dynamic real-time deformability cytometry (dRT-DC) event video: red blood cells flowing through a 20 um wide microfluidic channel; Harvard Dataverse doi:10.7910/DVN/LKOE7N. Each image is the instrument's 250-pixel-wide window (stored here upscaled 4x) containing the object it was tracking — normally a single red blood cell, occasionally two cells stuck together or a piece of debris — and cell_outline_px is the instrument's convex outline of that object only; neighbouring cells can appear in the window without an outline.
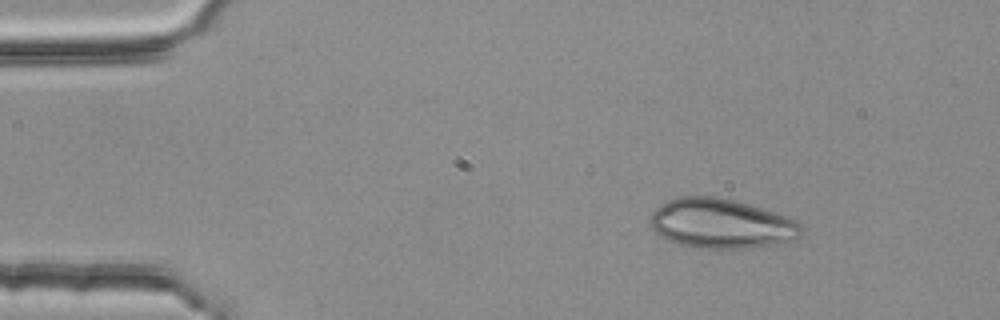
{"species": "common noctule bat (a hibernating species)", "species_latin": "Nyctalus noctula", "temperature_condition": "room temperature", "stored_images_in_passage": 3, "camera_frame_rate_fps": 3000, "um_per_image_px": 0.085, "animal": {"sex": "female", "body_mass_g": 25.1}, "frame": {"image": 1, "passage_image": 1, "time_ms": 0.0, "image_size_px": [1000, 320], "cell_outline_px": [[804, 228], [800, 236], [792, 240], [748, 248], [692, 248], [676, 244], [660, 236], [648, 224], [648, 220], [652, 212], [656, 208], [668, 200], [680, 196], [720, 196], [776, 212], [788, 216], [796, 220]], "centroid_in_image_um": [61.27, 19.0], "position_along_channel_um": 23.7, "area_um2": 44.04}}